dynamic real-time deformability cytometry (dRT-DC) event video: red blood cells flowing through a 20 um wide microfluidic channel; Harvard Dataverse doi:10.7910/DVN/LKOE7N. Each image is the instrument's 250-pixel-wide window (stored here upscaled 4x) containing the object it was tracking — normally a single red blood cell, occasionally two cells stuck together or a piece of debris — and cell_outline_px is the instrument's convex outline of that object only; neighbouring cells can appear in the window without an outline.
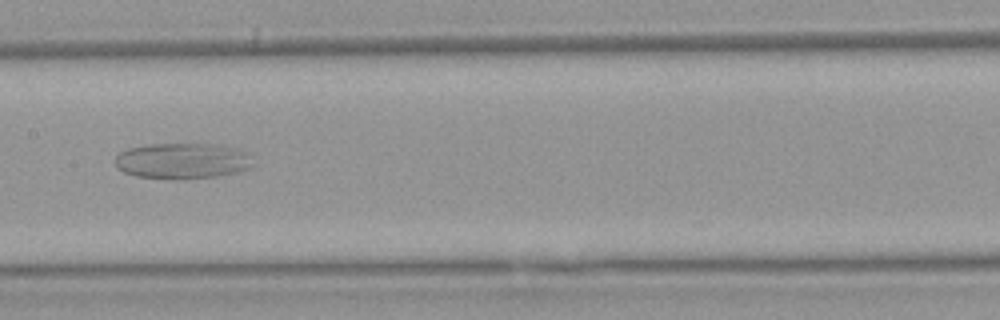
{"species": "Egyptian fruit bat (a non-hibernating species)", "species_latin": "Rousettus aegyptiacus", "temperature_condition": "warm", "stored_images_in_passage": 47, "camera_frame_rate_fps": 3000, "um_per_image_px": 0.085, "animal": {"sex": "female"}, "frame": {"image": 1, "passage_image": 26, "time_ms": 8.333, "image_size_px": [1000, 320], "cell_outline_px": [[252, 164], [248, 168], [236, 172], [216, 176], [184, 180], [172, 180], [136, 176], [124, 172], [116, 168], [116, 156], [120, 152], [128, 148], [152, 144], [220, 144], [236, 148], [244, 152]], "centroid_in_image_um": [15.44, 13.69], "position_along_channel_um": 192.0, "area_um2": 28.78}}
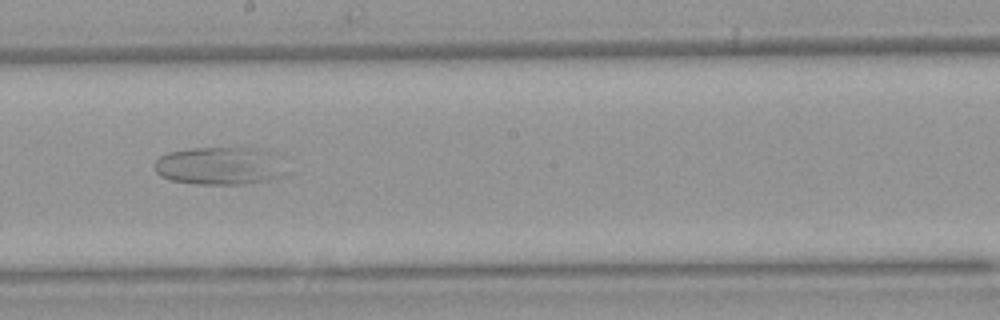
{"frame": {"image": 2, "passage_image": 29, "time_ms": 9.333, "image_size_px": [1000, 320], "cell_outline_px": [[268, 152], [260, 180], [240, 184], [196, 184], [172, 180], [160, 176], [156, 172], [156, 160], [160, 156], [168, 152], [192, 148], [256, 148]], "centroid_in_image_um": [18.09, 14.07], "position_along_channel_um": 230.1, "area_um2": 25.49}}
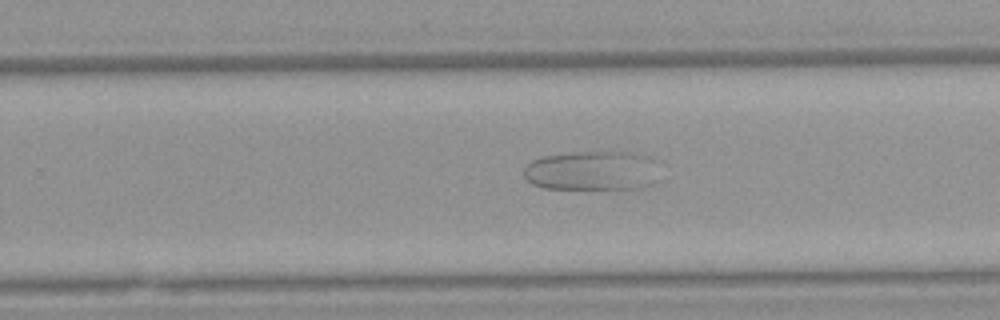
{"frame": {"image": 3, "passage_image": 33, "time_ms": 10.667, "image_size_px": [1000, 320], "cell_outline_px": [[660, 160], [656, 180], [652, 184], [644, 188], [544, 188], [532, 184], [524, 176], [524, 168], [532, 160], [544, 156], [608, 148], [640, 152], [652, 156]], "centroid_in_image_um": [50.48, 14.44], "position_along_channel_um": 279.3, "area_um2": 32.66}}